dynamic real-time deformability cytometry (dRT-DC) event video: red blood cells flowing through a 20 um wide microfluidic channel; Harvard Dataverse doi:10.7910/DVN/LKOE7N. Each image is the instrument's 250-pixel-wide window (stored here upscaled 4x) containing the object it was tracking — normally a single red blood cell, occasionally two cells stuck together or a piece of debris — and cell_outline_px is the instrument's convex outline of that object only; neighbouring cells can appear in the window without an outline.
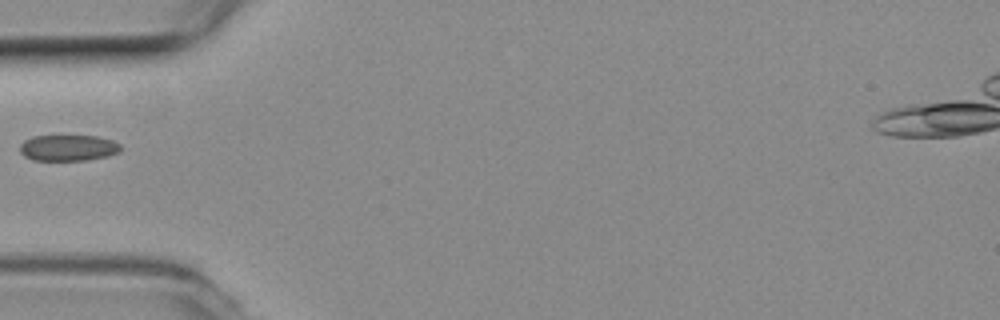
{"species": "common noctule bat (a hibernating species)", "species_latin": "Nyctalus noctula", "temperature_condition": "room temperature", "stored_images_in_passage": 29, "camera_frame_rate_fps": 3000, "um_per_image_px": 0.085, "animal": {"sex": "female", "body_mass_g": 19.3, "forearm_length_mm": 54.1}, "frame": {"image": 1, "passage_image": 1, "time_ms": 0.0, "image_size_px": [1000, 320], "cell_outline_px": [[120, 152], [108, 156], [88, 160], [32, 160], [24, 156], [20, 152], [20, 144], [24, 140], [32, 136], [96, 136], [112, 140], [120, 144]], "centroid_in_image_um": [5.78, 12.57], "position_along_channel_um": 79.2, "area_um2": 15.37}}
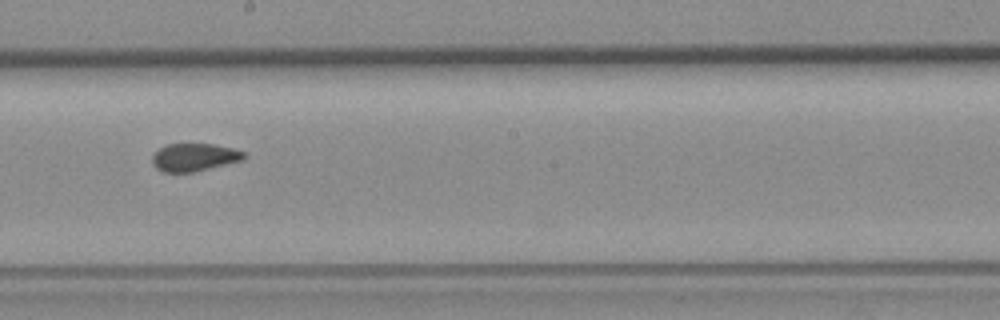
{"frame": {"image": 2, "passage_image": 13, "time_ms": 4.0, "image_size_px": [1000, 320], "cell_outline_px": [[248, 156], [244, 160], [192, 172], [164, 172], [156, 168], [152, 164], [152, 156], [160, 148], [168, 144], [212, 144], [232, 148], [244, 152]], "centroid_in_image_um": [16.53, 13.37], "position_along_channel_um": 231.7, "area_um2": 14.8}}
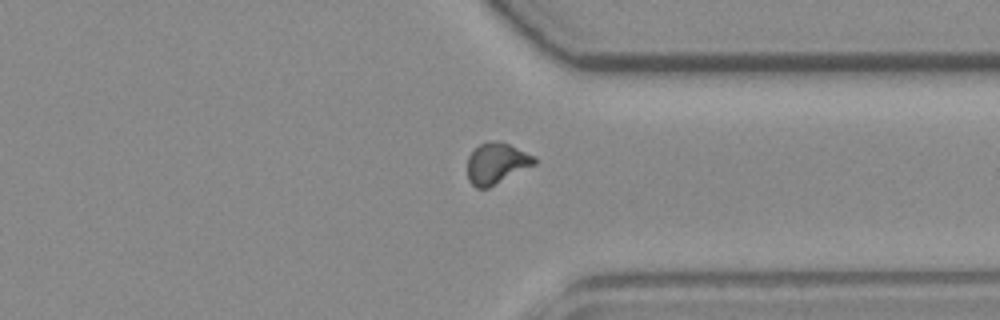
{"frame": {"image": 3, "passage_image": 24, "time_ms": 7.667, "image_size_px": [1000, 320], "cell_outline_px": [[536, 164], [488, 188], [476, 188], [468, 180], [468, 156], [480, 144], [492, 140], [500, 140], [536, 156]], "centroid_in_image_um": [42.22, 13.87], "position_along_channel_um": 369.2, "area_um2": 16.07}}